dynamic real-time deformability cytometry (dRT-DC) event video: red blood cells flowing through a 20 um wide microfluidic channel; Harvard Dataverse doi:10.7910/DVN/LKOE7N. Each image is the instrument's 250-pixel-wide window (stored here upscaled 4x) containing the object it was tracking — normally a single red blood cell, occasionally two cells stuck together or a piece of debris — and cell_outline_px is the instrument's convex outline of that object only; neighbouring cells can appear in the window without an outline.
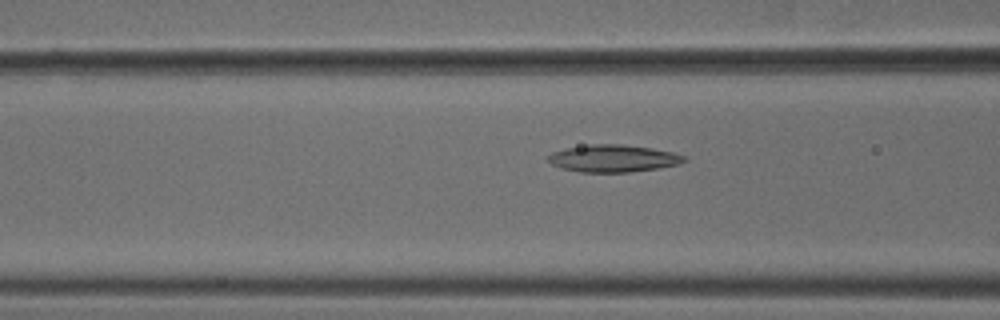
{"species": "common noctule bat (a hibernating species)", "species_latin": "Nyctalus noctula", "temperature_condition": "cold", "stored_images_in_passage": 12, "camera_frame_rate_fps": 3000, "um_per_image_px": 0.085, "animal": {"sex": "male", "body_mass_g": 18.8}, "frame": {"image": 1, "passage_image": 9, "time_ms": 2.667, "image_size_px": [1000, 320], "cell_outline_px": [[688, 160], [676, 164], [656, 168], [628, 172], [580, 172], [564, 168], [552, 164], [544, 156], [552, 152], [564, 148], [588, 144], [620, 144], [652, 148], [672, 152], [684, 156]], "centroid_in_image_um": [52.06, 13.45], "position_along_channel_um": 114.5, "area_um2": 21.5}}